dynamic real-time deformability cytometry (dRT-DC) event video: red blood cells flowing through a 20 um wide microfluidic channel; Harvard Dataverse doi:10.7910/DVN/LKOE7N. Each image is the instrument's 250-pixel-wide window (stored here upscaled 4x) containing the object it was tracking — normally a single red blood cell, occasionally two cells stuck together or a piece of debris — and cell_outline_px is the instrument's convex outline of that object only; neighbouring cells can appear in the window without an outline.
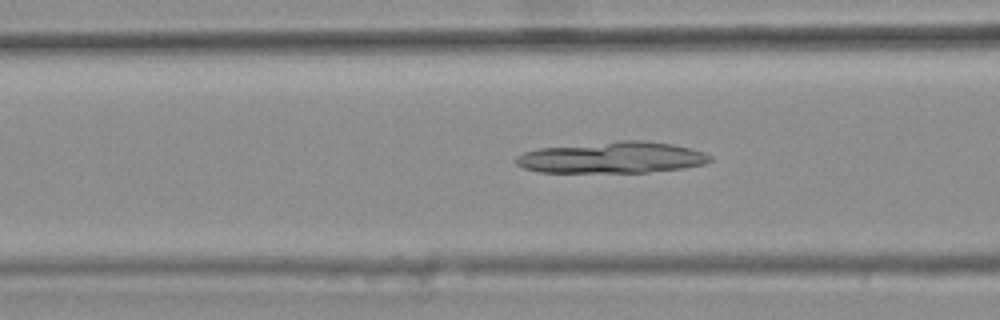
{"species": "common noctule bat (a hibernating species)", "species_latin": "Nyctalus noctula", "temperature_condition": "warm", "stored_images_in_passage": 40, "camera_frame_rate_fps": 3000, "um_per_image_px": 0.085, "animal": {"sex": "female", "body_mass_g": 25.1}, "frame": {"image": 1, "passage_image": 14, "time_ms": 4.333, "image_size_px": [1000, 320], "cell_outline_px": [[712, 160], [704, 164], [684, 168], [648, 172], [540, 172], [524, 168], [516, 164], [516, 156], [524, 152], [540, 148], [620, 140], [644, 140], [672, 144], [704, 152], [712, 156]], "centroid_in_image_um": [52.05, 13.39], "position_along_channel_um": 114.6, "area_um2": 35.43}}
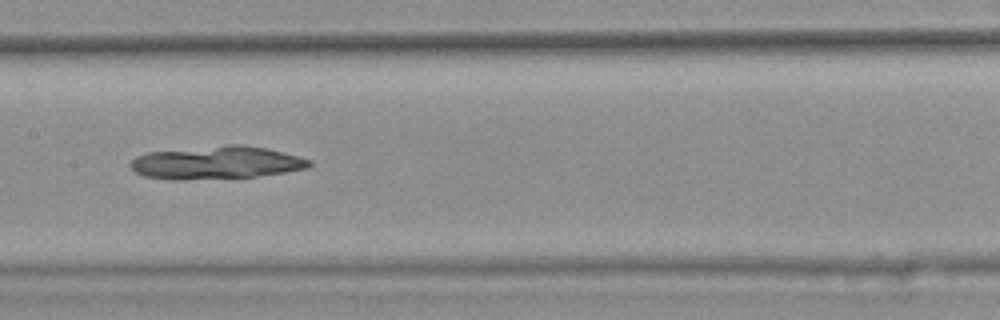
{"frame": {"image": 2, "passage_image": 20, "time_ms": 6.333, "image_size_px": [1000, 320], "cell_outline_px": [[312, 164], [308, 168], [284, 172], [256, 176], [180, 180], [172, 180], [144, 176], [136, 172], [128, 164], [136, 156], [148, 152], [228, 144], [244, 144], [268, 148], [312, 160]], "centroid_in_image_um": [18.39, 13.81], "position_along_channel_um": 189.0, "area_um2": 34.33}}
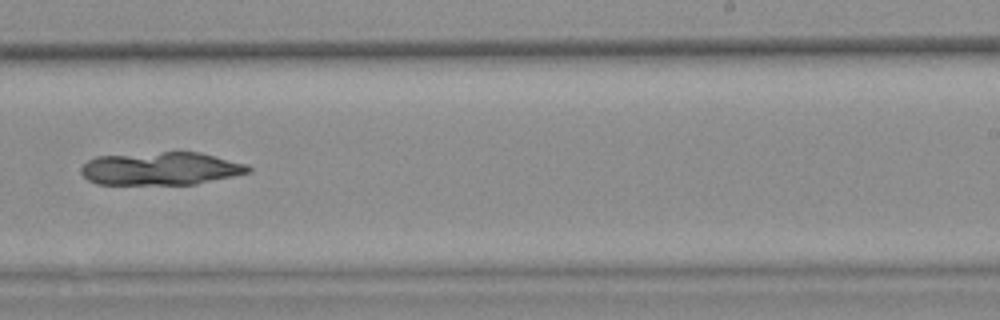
{"frame": {"image": 3, "passage_image": 27, "time_ms": 8.667, "image_size_px": [1000, 320], "cell_outline_px": [[252, 172], [196, 184], [96, 184], [88, 180], [80, 172], [80, 168], [88, 160], [96, 156], [160, 152], [200, 152], [248, 164], [252, 168]], "centroid_in_image_um": [13.69, 14.33], "position_along_channel_um": 275.3, "area_um2": 32.31}}